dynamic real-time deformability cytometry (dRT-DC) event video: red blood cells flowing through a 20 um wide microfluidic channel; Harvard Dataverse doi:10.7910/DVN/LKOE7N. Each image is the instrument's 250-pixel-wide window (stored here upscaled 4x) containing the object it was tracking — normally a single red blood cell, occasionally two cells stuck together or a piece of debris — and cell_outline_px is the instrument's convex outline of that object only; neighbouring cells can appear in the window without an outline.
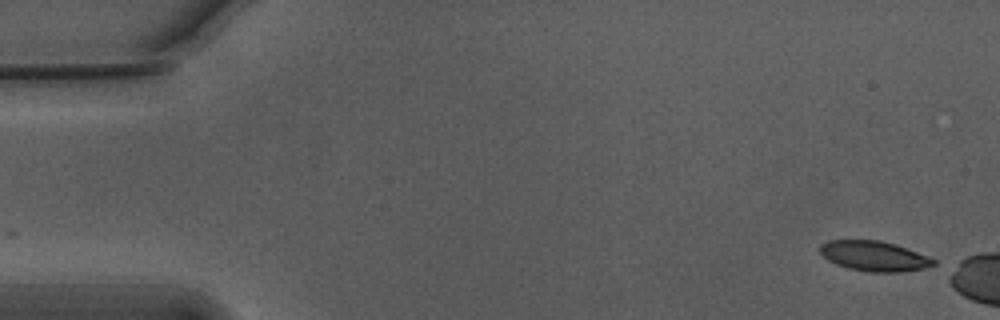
{"species": "Egyptian fruit bat (a non-hibernating species)", "species_latin": "Rousettus aegyptiacus", "temperature_condition": "warm", "stored_images_in_passage": 5, "camera_frame_rate_fps": 3000, "um_per_image_px": 0.085, "animal": {"sex": "male"}, "frame": {"image": 1, "passage_image": 1, "time_ms": 0.0, "image_size_px": [1000, 320], "cell_outline_px": [[936, 264], [924, 268], [904, 272], [872, 272], [848, 268], [836, 264], [828, 260], [820, 252], [820, 244], [828, 240], [880, 240], [896, 244], [936, 260]], "centroid_in_image_um": [74.29, 21.76], "position_along_channel_um": 10.7, "area_um2": 19.83}}